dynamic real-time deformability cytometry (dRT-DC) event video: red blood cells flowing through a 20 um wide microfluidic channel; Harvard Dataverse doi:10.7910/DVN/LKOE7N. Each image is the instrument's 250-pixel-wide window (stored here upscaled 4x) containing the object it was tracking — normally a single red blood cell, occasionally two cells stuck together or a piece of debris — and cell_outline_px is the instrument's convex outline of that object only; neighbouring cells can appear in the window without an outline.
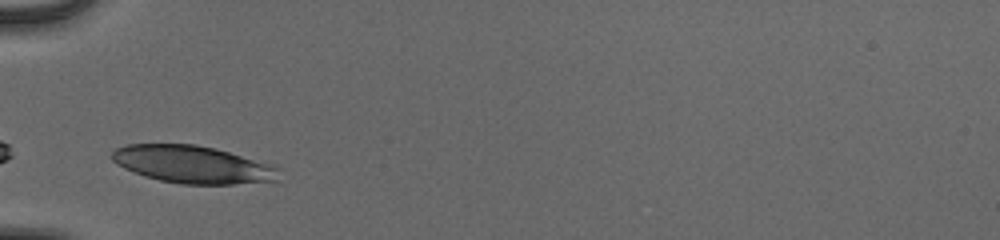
{"species": "human", "species_latin": "Homo sapiens", "temperature_condition": "cold", "stored_images_in_passage": 17, "camera_frame_rate_fps": 3000, "um_per_image_px": 0.085, "donor": {"sex": "male"}, "frame": {"image": 1, "passage_image": 1, "time_ms": 0.0, "image_size_px": [1000, 240], "cell_outline_px": [[280, 168], [276, 180], [232, 184], [180, 184], [160, 180], [144, 176], [124, 168], [116, 164], [108, 156], [116, 148], [128, 144], [196, 144], [216, 148], [276, 164]], "centroid_in_image_um": [16.39, 13.96], "position_along_channel_um": 68.6, "area_um2": 36.88}}
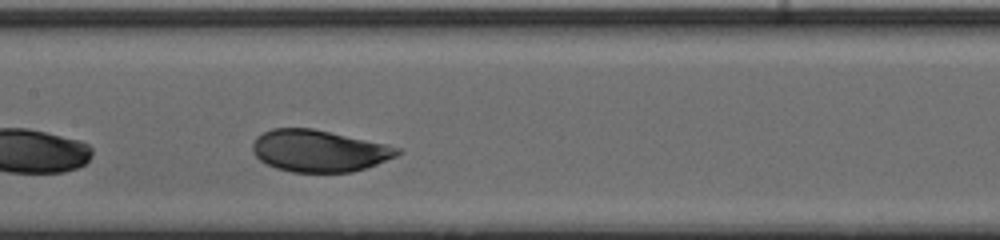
{"frame": {"image": 2, "passage_image": 10, "time_ms": 3.0, "image_size_px": [1000, 240], "cell_outline_px": [[404, 152], [396, 156], [376, 164], [352, 172], [292, 172], [276, 168], [260, 160], [252, 152], [252, 144], [256, 136], [272, 128], [312, 128], [384, 144], [400, 148]], "centroid_in_image_um": [27.08, 12.82], "position_along_channel_um": 180.3, "area_um2": 35.08}}